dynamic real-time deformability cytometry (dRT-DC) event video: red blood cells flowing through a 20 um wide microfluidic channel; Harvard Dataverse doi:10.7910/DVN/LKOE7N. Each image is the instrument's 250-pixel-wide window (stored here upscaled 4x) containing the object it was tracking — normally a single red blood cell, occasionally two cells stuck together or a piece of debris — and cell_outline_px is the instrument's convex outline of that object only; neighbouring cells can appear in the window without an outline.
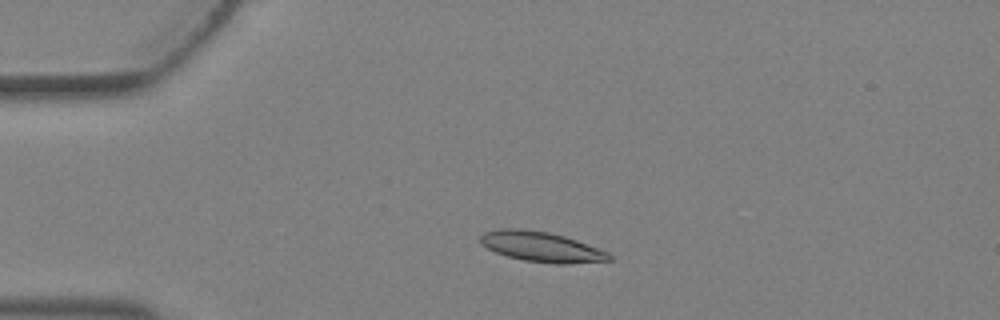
{"species": "Egyptian fruit bat (a non-hibernating species)", "species_latin": "Rousettus aegyptiacus", "temperature_condition": "warm", "stored_images_in_passage": 1, "camera_frame_rate_fps": 3000, "um_per_image_px": 0.085, "animal": {"sex": "female"}, "frame": {"image": 1, "passage_image": 1, "time_ms": 0.0, "image_size_px": [1000, 320], "cell_outline_px": [[612, 260], [568, 264], [552, 264], [524, 260], [508, 256], [496, 252], [480, 244], [480, 236], [484, 232], [500, 228], [520, 228], [548, 232], [564, 236], [576, 240], [608, 252], [612, 256]], "centroid_in_image_um": [46.01, 20.98], "position_along_channel_um": 39.0, "area_um2": 22.6}}